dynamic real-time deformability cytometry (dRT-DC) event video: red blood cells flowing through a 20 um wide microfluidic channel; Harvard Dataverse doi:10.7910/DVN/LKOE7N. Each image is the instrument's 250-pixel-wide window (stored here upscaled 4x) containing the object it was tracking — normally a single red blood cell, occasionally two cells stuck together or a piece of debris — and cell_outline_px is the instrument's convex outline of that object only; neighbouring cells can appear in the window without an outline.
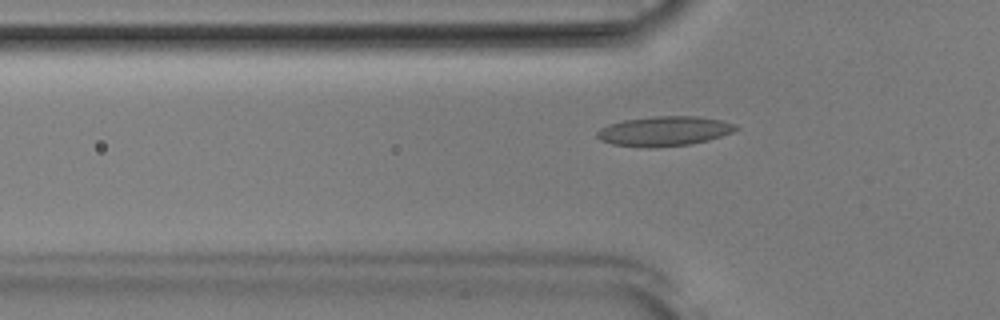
{"species": "Egyptian fruit bat (a non-hibernating species)", "species_latin": "Rousettus aegyptiacus", "temperature_condition": "room temperature", "stored_images_in_passage": 37, "camera_frame_rate_fps": 3000, "um_per_image_px": 0.085, "animal": {"sex": "male"}, "frame": {"image": 1, "passage_image": 7, "time_ms": 2.0, "image_size_px": [1000, 320], "cell_outline_px": [[740, 128], [732, 132], [708, 140], [692, 144], [656, 148], [648, 148], [612, 144], [600, 140], [596, 136], [596, 132], [600, 128], [608, 124], [624, 120], [656, 116], [696, 116], [720, 120], [736, 124]], "centroid_in_image_um": [56.44, 11.15], "position_along_channel_um": 69.4, "area_um2": 24.16}}
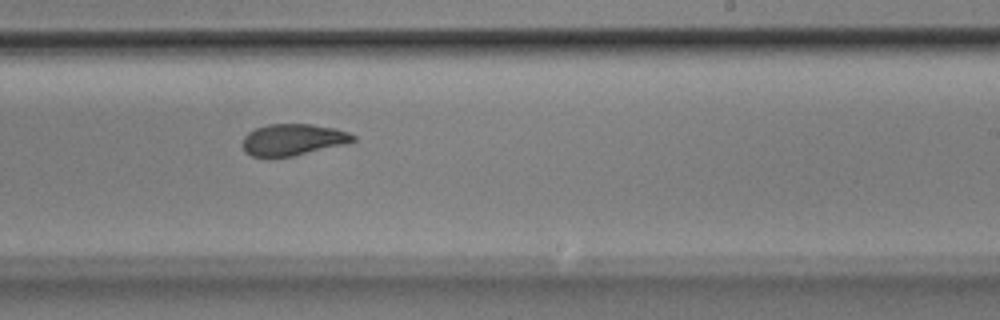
{"frame": {"image": 2, "passage_image": 22, "time_ms": 7.0, "image_size_px": [1000, 320], "cell_outline_px": [[356, 140], [292, 156], [268, 160], [252, 156], [244, 152], [244, 136], [248, 132], [256, 128], [268, 124], [312, 124], [336, 128], [348, 132], [356, 136]], "centroid_in_image_um": [24.83, 11.89], "position_along_channel_um": 264.2, "area_um2": 20.4}}
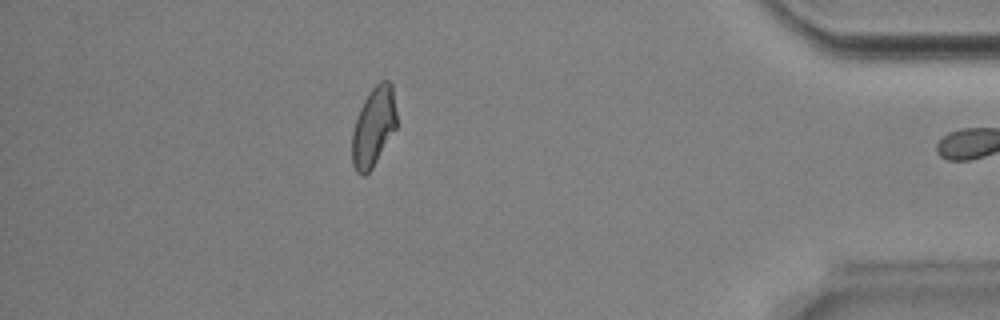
{"frame": {"image": 3, "passage_image": 36, "time_ms": 11.667, "image_size_px": [1000, 320], "cell_outline_px": [[396, 128], [372, 168], [364, 176], [360, 176], [356, 172], [352, 164], [352, 132], [360, 108], [364, 100], [372, 88], [380, 80], [388, 80], [392, 84], [396, 112]], "centroid_in_image_um": [31.74, 10.78], "position_along_channel_um": 403.5, "area_um2": 20.52}, "authors_computed_cell_mechanics": {"area_um2": 21.1548, "velocity_mm_per_s": 3.892, "shape_relaxation_time_tau1_ms": 4.0245, "shape_relaxation_time_tau2_ms": 1.6669, "deformation_change_tau1": 0.1263, "deformation_change_tau2": 0.0735}}